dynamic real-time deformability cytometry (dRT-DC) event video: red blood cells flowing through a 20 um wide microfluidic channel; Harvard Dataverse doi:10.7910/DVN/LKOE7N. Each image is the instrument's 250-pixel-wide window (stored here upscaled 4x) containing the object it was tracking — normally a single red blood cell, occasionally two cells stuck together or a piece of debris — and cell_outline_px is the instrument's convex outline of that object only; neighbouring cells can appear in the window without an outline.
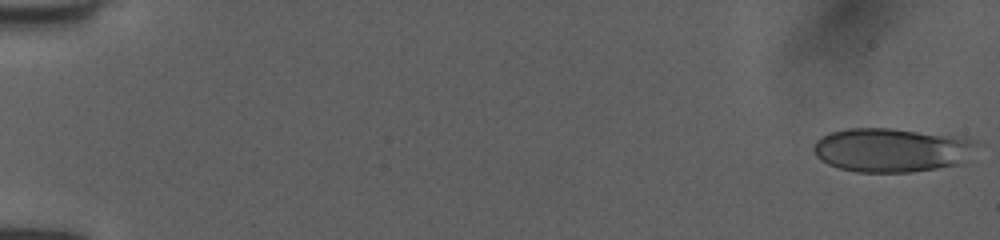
{"species": "human", "species_latin": "Homo sapiens", "temperature_condition": "room temperature", "stored_images_in_passage": 14, "camera_frame_rate_fps": 3000, "um_per_image_px": 0.085, "donor": {"sex": "female"}, "frame": {"image": 1, "passage_image": 1, "time_ms": 0.0, "image_size_px": [1000, 240], "cell_outline_px": [[980, 144], [960, 164], [912, 172], [856, 172], [840, 168], [828, 164], [820, 160], [816, 156], [812, 148], [816, 140], [820, 136], [832, 132], [848, 128], [892, 128], [976, 140]], "centroid_in_image_um": [75.73, 12.75], "position_along_channel_um": 9.3, "area_um2": 41.56}}